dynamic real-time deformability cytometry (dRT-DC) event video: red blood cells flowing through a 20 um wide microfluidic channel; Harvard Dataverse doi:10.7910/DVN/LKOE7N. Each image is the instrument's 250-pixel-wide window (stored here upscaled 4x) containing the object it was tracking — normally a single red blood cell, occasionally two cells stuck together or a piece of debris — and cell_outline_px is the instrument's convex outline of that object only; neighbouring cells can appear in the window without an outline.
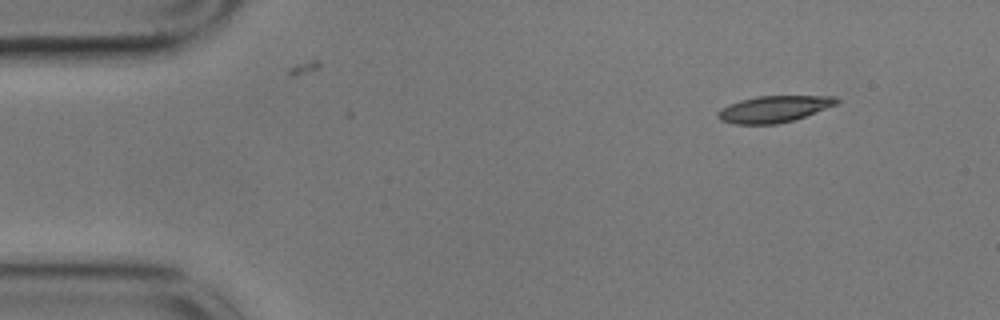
{"species": "common noctule bat (a hibernating species)", "species_latin": "Nyctalus noctula", "temperature_condition": "cold", "stored_images_in_passage": 51, "camera_frame_rate_fps": 3000, "um_per_image_px": 0.085, "animal": {"sex": "male", "body_mass_g": 17.9}, "frame": {"image": 1, "passage_image": 1, "time_ms": 0.0, "image_size_px": [1000, 320], "cell_outline_px": [[840, 100], [836, 104], [804, 116], [792, 120], [776, 124], [736, 124], [720, 120], [716, 116], [716, 112], [720, 108], [728, 104], [740, 100], [756, 96], [836, 96]], "centroid_in_image_um": [65.72, 9.26], "position_along_channel_um": 19.3, "area_um2": 18.26}}
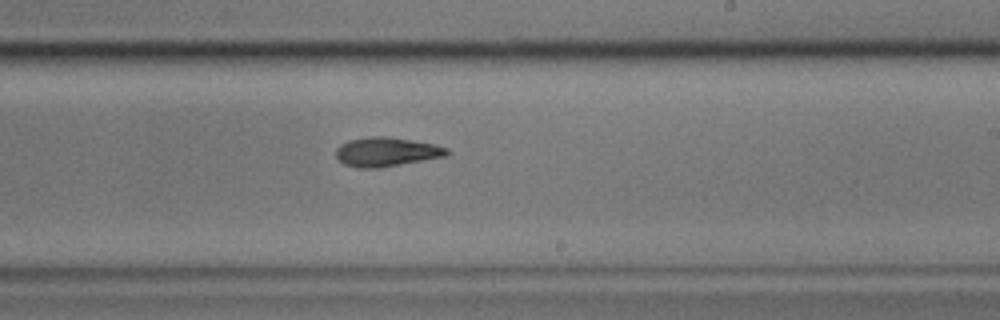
{"frame": {"image": 2, "passage_image": 28, "time_ms": 9.0, "image_size_px": [1000, 320], "cell_outline_px": [[452, 152], [448, 156], [380, 168], [356, 168], [344, 164], [336, 156], [336, 148], [340, 144], [348, 140], [372, 136], [384, 136], [432, 144], [448, 148]], "centroid_in_image_um": [32.85, 12.92], "position_along_channel_um": 256.1, "area_um2": 18.9}}
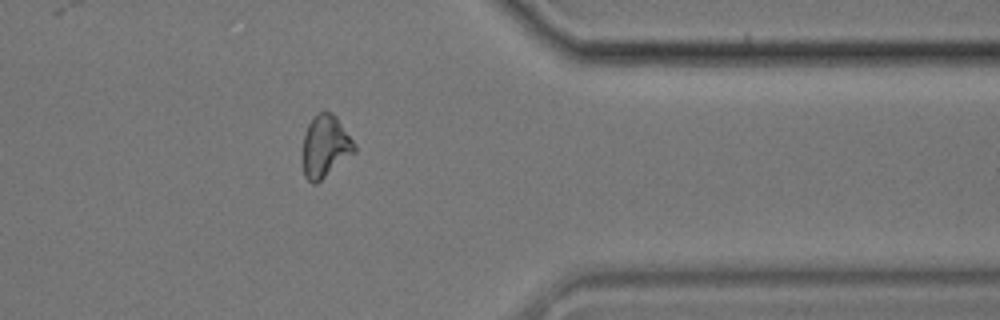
{"frame": {"image": 3, "passage_image": 40, "time_ms": 13.0, "image_size_px": [1000, 320], "cell_outline_px": [[356, 152], [316, 184], [312, 184], [304, 176], [300, 156], [304, 132], [312, 116], [316, 112], [332, 112], [336, 116], [356, 144]], "centroid_in_image_um": [27.6, 12.44], "position_along_channel_um": 383.8, "area_um2": 19.42}, "authors_computed_cell_mechanics": {"area_um2": 19.074, "velocity_mm_per_s": 3.5385, "shape_relaxation_time_tau1_ms": 3.6818, "shape_relaxation_time_tau2_ms": null, "deformation_change_tau1": 0.125, "deformation_change_tau2": null}}